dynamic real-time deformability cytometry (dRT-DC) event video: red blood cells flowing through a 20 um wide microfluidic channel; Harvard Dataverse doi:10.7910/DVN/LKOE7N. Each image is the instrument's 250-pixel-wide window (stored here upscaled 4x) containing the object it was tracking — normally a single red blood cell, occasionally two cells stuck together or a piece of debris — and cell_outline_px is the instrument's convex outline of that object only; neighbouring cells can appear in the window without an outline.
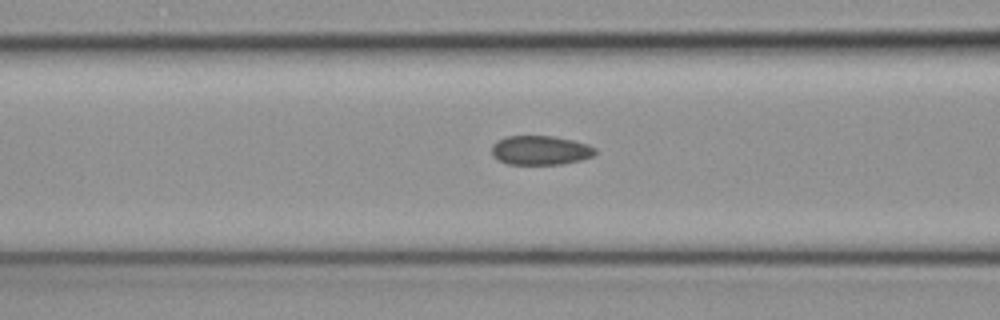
{"species": "common noctule bat (a hibernating species)", "species_latin": "Nyctalus noctula", "temperature_condition": "cold", "stored_images_in_passage": 41, "segment_of_instrument_passage": [1, 2], "camera_frame_rate_fps": 3000, "um_per_image_px": 0.085, "animal": {"sex": "female", "body_mass_g": 19.3, "forearm_length_mm": 54.1}, "frame": {"image": 1, "passage_image": 20, "time_ms": 6.333, "image_size_px": [1000, 320], "cell_outline_px": [[596, 152], [592, 156], [580, 160], [564, 164], [508, 164], [492, 156], [492, 144], [508, 136], [552, 136], [572, 140], [588, 144], [596, 148]], "centroid_in_image_um": [45.95, 12.78], "position_along_channel_um": 120.7, "area_um2": 17.51}}
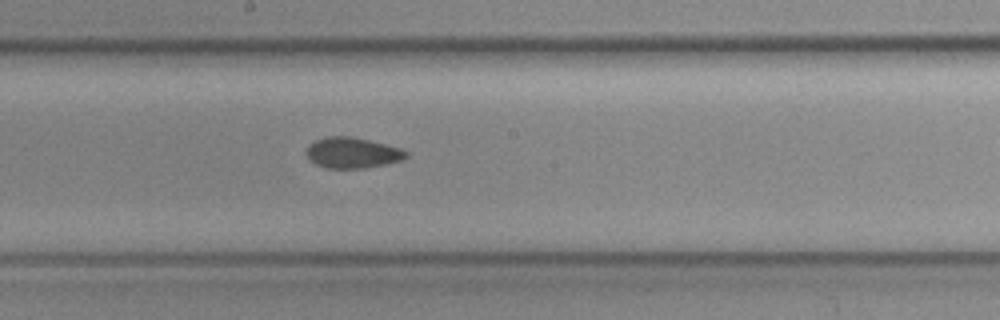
{"frame": {"image": 2, "passage_image": 27, "time_ms": 8.667, "image_size_px": [1000, 320], "cell_outline_px": [[408, 156], [400, 160], [384, 164], [364, 168], [324, 168], [316, 164], [308, 156], [308, 144], [316, 140], [328, 136], [352, 136], [400, 148], [408, 152]], "centroid_in_image_um": [29.95, 12.98], "position_along_channel_um": 218.2, "area_um2": 17.57}}
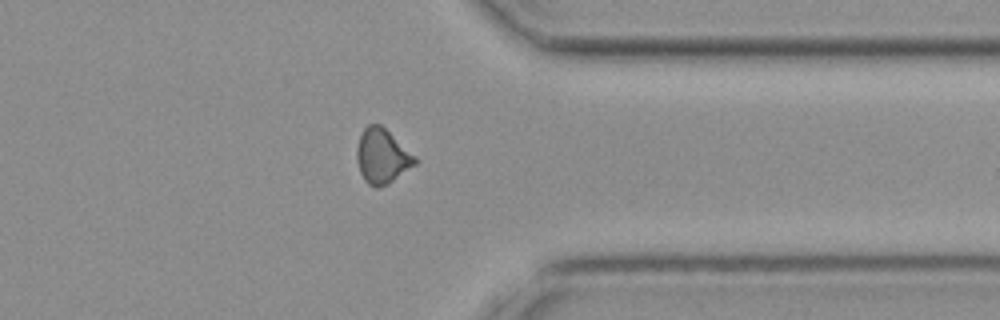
{"frame": {"image": 3, "passage_image": 39, "time_ms": 12.667, "image_size_px": [1000, 320], "cell_outline_px": [[416, 164], [388, 184], [376, 188], [368, 184], [364, 180], [360, 172], [356, 160], [356, 148], [360, 136], [364, 128], [368, 124], [380, 124], [416, 156]], "centroid_in_image_um": [32.46, 13.28], "position_along_channel_um": 378.9, "area_um2": 18.5}}